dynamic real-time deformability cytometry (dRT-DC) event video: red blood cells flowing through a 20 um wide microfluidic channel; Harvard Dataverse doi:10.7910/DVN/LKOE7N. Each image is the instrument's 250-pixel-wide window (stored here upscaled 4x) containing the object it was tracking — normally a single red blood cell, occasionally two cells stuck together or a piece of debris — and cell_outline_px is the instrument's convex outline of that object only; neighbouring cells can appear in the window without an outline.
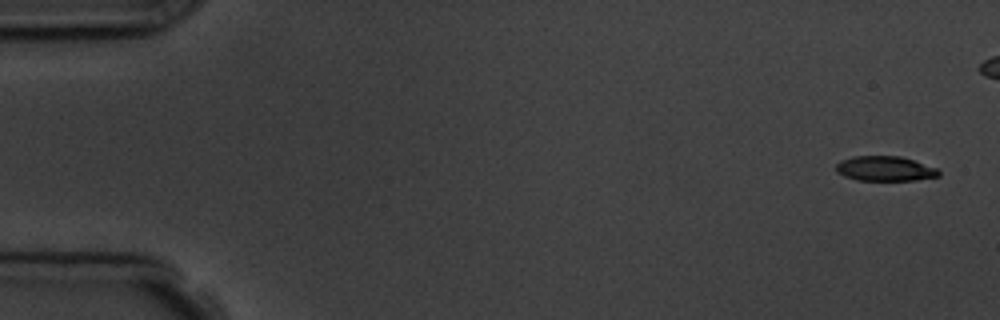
{"species": "common noctule bat (a hibernating species)", "species_latin": "Nyctalus noctula", "temperature_condition": "room temperature", "stored_images_in_passage": 6, "camera_frame_rate_fps": 3000, "um_per_image_px": 0.085, "animal": {"sex": "male", "body_mass_g": 19.5, "forearm_length_mm": 54.6}, "frame": {"image": 1, "passage_image": 1, "time_ms": 0.0, "image_size_px": [1000, 320], "cell_outline_px": [[940, 176], [916, 180], [856, 180], [844, 176], [836, 172], [836, 164], [840, 160], [852, 156], [900, 156], [936, 168], [940, 172]], "centroid_in_image_um": [75.18, 14.33], "position_along_channel_um": 9.8, "area_um2": 14.85}}
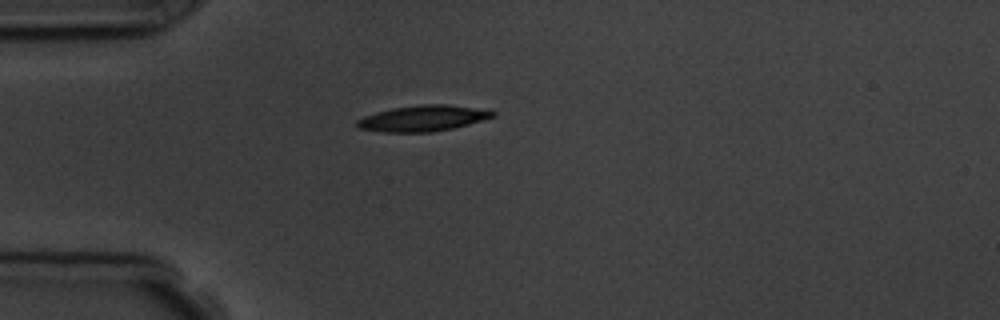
{"frame": {"image": 2, "passage_image": 6, "time_ms": 6.667, "image_size_px": [1000, 320], "cell_outline_px": [[496, 116], [468, 124], [452, 128], [432, 132], [380, 132], [356, 128], [356, 120], [364, 116], [376, 112], [392, 108], [420, 104], [448, 104], [496, 112]], "centroid_in_image_um": [35.87, 10.06], "position_along_channel_um": 49.1, "area_um2": 20.4}}